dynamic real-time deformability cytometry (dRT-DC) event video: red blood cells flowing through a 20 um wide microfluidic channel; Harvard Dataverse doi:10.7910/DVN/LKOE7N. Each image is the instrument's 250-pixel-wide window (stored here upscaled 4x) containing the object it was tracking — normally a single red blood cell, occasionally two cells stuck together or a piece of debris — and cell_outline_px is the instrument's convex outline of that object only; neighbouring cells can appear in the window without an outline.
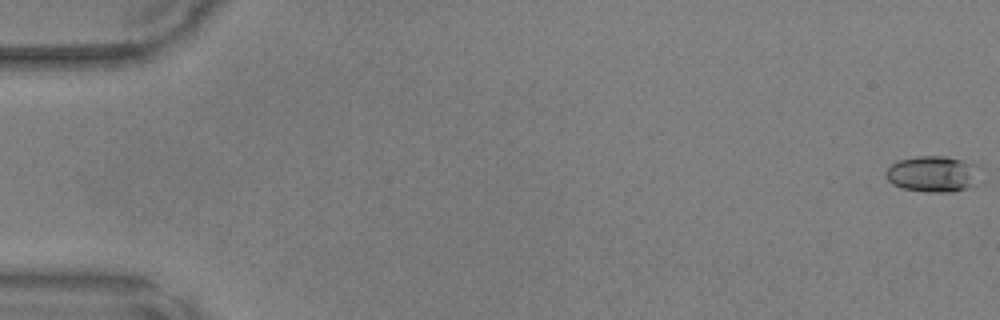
{"species": "common noctule bat (a hibernating species)", "species_latin": "Nyctalus noctula", "temperature_condition": "warm", "stored_images_in_passage": 49, "camera_frame_rate_fps": 3000, "um_per_image_px": 0.085, "animal": {"sex": "male", "body_mass_g": 17.9, "forearm_length_mm": 54.2}, "frame": {"image": 1, "passage_image": 1, "time_ms": 0.0, "image_size_px": [1000, 320], "cell_outline_px": [[980, 184], [968, 188], [952, 192], [928, 192], [904, 188], [892, 184], [884, 176], [884, 172], [892, 164], [900, 160], [916, 156], [948, 156], [976, 164]], "centroid_in_image_um": [79.32, 14.79], "position_along_channel_um": 5.7, "area_um2": 20.06}}
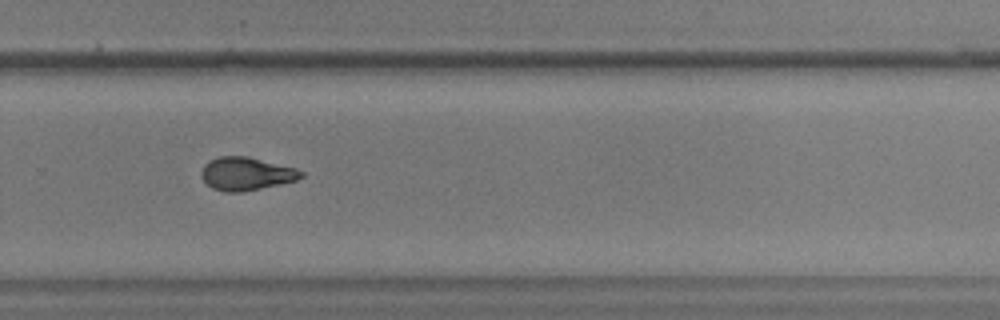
{"frame": {"image": 2, "passage_image": 34, "time_ms": 11.0, "image_size_px": [1000, 320], "cell_outline_px": [[304, 176], [296, 180], [280, 184], [244, 192], [224, 192], [212, 188], [200, 176], [200, 172], [204, 164], [208, 160], [220, 156], [248, 156], [296, 168], [304, 172]], "centroid_in_image_um": [20.91, 14.76], "position_along_channel_um": 308.9, "area_um2": 19.42}}
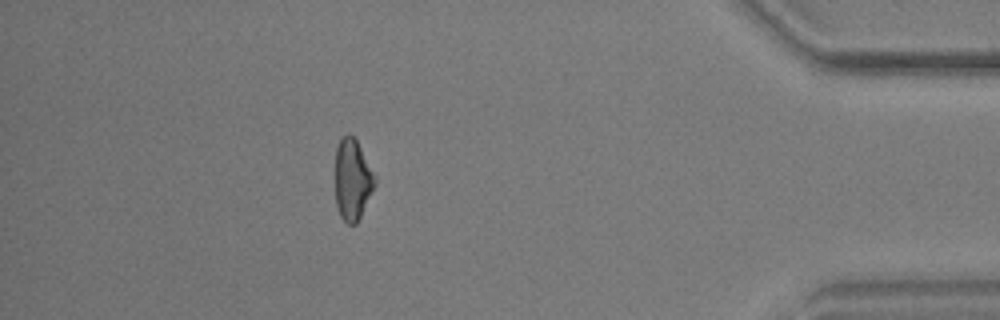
{"frame": {"image": 3, "passage_image": 44, "time_ms": 14.333, "image_size_px": [1000, 320], "cell_outline_px": [[376, 184], [356, 224], [348, 224], [340, 216], [336, 208], [336, 148], [340, 140], [348, 132], [356, 140], [376, 176]], "centroid_in_image_um": [29.96, 15.28], "position_along_channel_um": 405.2, "area_um2": 18.55}}